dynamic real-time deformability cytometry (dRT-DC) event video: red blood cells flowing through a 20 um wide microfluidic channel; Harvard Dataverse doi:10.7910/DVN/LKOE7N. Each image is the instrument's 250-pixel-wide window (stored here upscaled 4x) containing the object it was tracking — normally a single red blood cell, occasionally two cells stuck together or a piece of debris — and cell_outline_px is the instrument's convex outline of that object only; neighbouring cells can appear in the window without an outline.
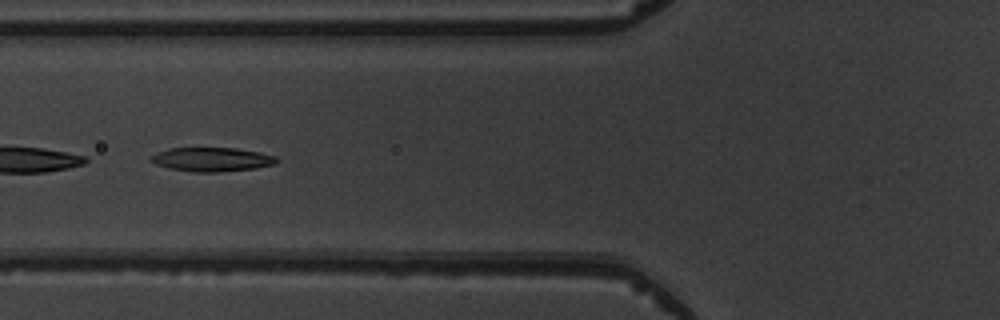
{"species": "common noctule bat (a hibernating species)", "species_latin": "Nyctalus noctula", "temperature_condition": "warm", "stored_images_in_passage": 9, "camera_frame_rate_fps": 3000, "um_per_image_px": 0.085, "animal": {"sex": "male", "body_mass_g": 19.5, "forearm_length_mm": 54.6}, "frame": {"image": 1, "passage_image": 6, "time_ms": 5.667, "image_size_px": [1000, 320], "cell_outline_px": [[280, 160], [276, 164], [256, 168], [216, 172], [192, 172], [168, 168], [156, 164], [148, 160], [156, 152], [168, 148], [236, 148], [260, 152], [276, 156]], "centroid_in_image_um": [18.02, 13.55], "position_along_channel_um": 107.8, "area_um2": 17.74}}
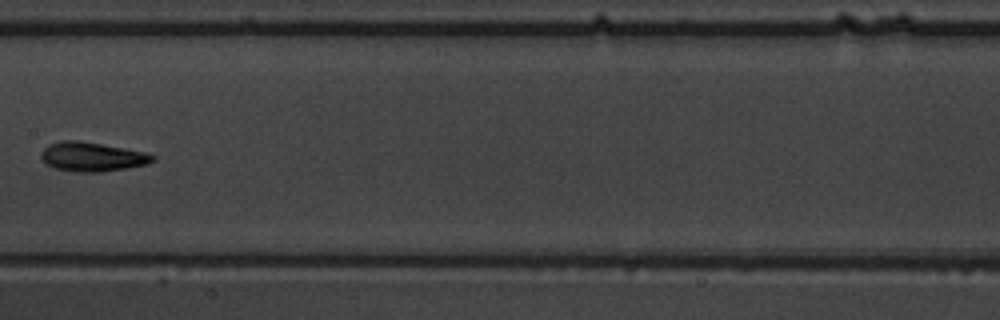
{"frame": {"image": 2, "passage_image": 8, "time_ms": 8.0, "image_size_px": [1000, 320], "cell_outline_px": [[156, 160], [148, 164], [128, 168], [100, 172], [76, 172], [56, 168], [44, 164], [40, 156], [40, 152], [48, 144], [60, 140], [80, 140], [144, 152], [156, 156]], "centroid_in_image_um": [7.8, 13.32], "position_along_channel_um": 199.6, "area_um2": 19.19}}
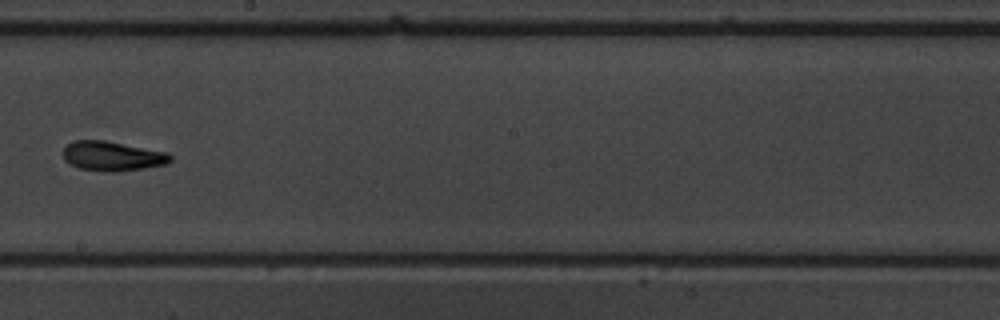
{"frame": {"image": 3, "passage_image": 9, "time_ms": 9.0, "image_size_px": [1000, 320], "cell_outline_px": [[172, 160], [168, 164], [144, 168], [116, 172], [104, 172], [80, 168], [68, 164], [64, 160], [64, 148], [68, 144], [76, 140], [104, 140], [168, 152], [172, 156]], "centroid_in_image_um": [9.57, 13.28], "position_along_channel_um": 238.6, "area_um2": 18.61}}